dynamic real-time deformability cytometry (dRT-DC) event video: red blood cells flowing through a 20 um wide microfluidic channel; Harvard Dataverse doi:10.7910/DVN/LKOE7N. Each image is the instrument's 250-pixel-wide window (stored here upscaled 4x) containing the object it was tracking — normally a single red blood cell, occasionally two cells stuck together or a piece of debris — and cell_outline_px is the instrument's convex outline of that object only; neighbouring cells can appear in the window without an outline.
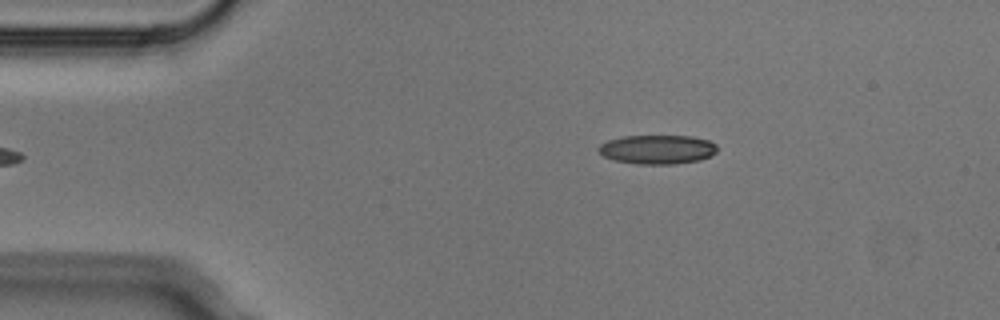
{"species": "Egyptian fruit bat (a non-hibernating species)", "species_latin": "Rousettus aegyptiacus", "temperature_condition": "cold", "stored_images_in_passage": 5, "camera_frame_rate_fps": 3000, "um_per_image_px": 0.085, "animal": {"sex": "male"}, "frame": {"image": 1, "passage_image": 5, "time_ms": 1.333, "image_size_px": [1000, 320], "cell_outline_px": [[716, 152], [712, 156], [700, 160], [676, 164], [636, 164], [616, 160], [604, 156], [596, 148], [600, 144], [608, 140], [624, 136], [692, 136], [708, 140], [716, 144]], "centroid_in_image_um": [55.89, 12.7], "position_along_channel_um": 29.1, "area_um2": 20.17}}